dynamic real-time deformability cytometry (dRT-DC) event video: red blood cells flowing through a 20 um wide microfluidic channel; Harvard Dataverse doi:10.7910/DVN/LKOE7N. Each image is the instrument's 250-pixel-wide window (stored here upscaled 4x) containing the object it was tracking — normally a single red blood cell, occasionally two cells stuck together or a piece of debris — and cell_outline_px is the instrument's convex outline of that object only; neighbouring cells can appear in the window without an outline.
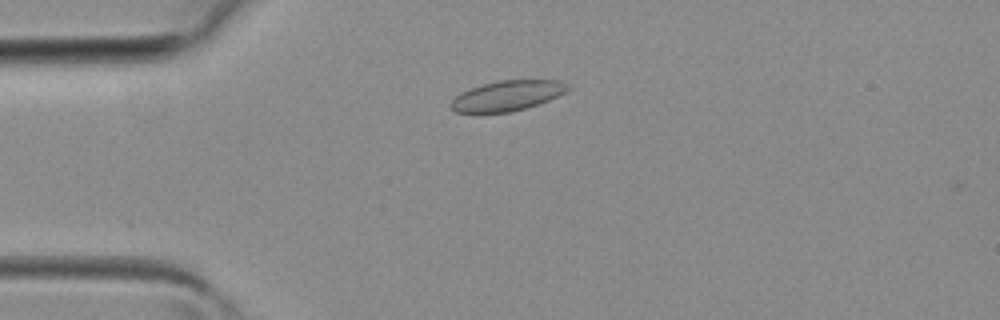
{"species": "common noctule bat (a hibernating species)", "species_latin": "Nyctalus noctula", "temperature_condition": "room temperature", "stored_images_in_passage": 11, "camera_frame_rate_fps": 3000, "um_per_image_px": 0.085, "animal": {"sex": "female", "body_mass_g": 19.3, "forearm_length_mm": 54.1}, "frame": {"image": 1, "passage_image": 4, "time_ms": 1.0, "image_size_px": [1000, 320], "cell_outline_px": [[572, 88], [548, 100], [512, 112], [456, 112], [448, 104], [460, 92], [484, 84], [500, 80], [560, 80]], "centroid_in_image_um": [43.1, 8.13], "position_along_channel_um": 41.9, "area_um2": 20.23}}
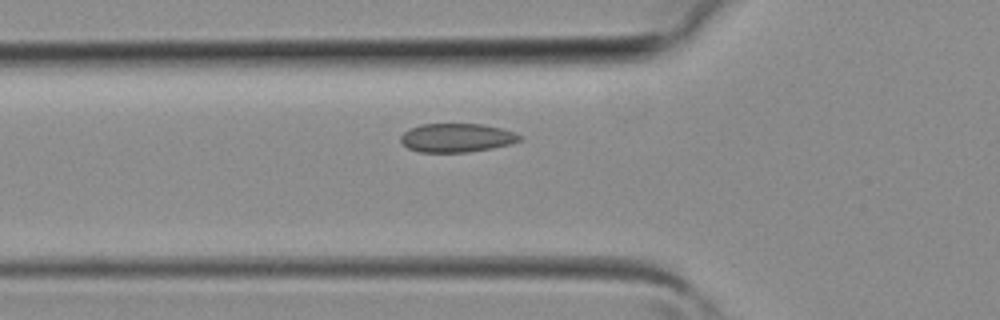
{"frame": {"image": 2, "passage_image": 8, "time_ms": 2.333, "image_size_px": [1000, 320], "cell_outline_px": [[524, 136], [520, 140], [508, 144], [492, 148], [468, 152], [420, 152], [408, 148], [400, 140], [400, 136], [408, 128], [420, 124], [484, 124], [516, 132]], "centroid_in_image_um": [38.82, 11.7], "position_along_channel_um": 87.0, "area_um2": 20.0}}